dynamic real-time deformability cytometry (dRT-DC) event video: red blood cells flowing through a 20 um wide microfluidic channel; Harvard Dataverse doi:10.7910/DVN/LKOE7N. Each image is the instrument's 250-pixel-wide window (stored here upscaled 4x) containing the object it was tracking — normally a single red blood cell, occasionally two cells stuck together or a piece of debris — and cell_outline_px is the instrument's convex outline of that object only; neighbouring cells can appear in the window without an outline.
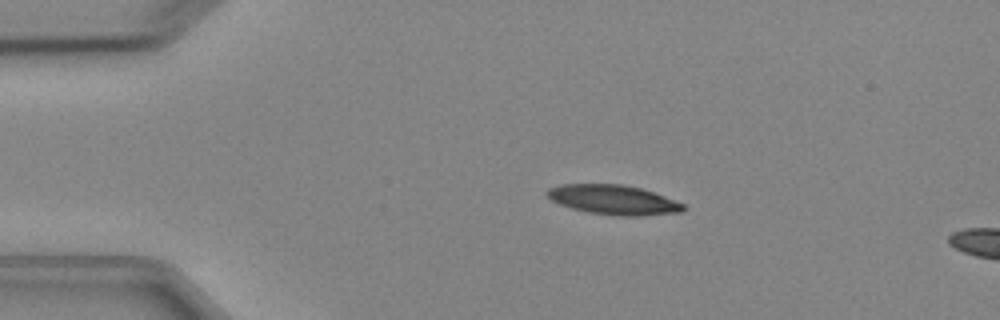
{"species": "Egyptian fruit bat (a non-hibernating species)", "species_latin": "Rousettus aegyptiacus", "temperature_condition": "cold", "stored_images_in_passage": 3, "camera_frame_rate_fps": 3000, "um_per_image_px": 0.085, "animal": {"sex": "female"}, "frame": {"image": 1, "passage_image": 2, "time_ms": 1.333, "image_size_px": [1000, 320], "cell_outline_px": [[684, 208], [680, 212], [644, 216], [620, 216], [588, 212], [572, 208], [560, 204], [552, 200], [544, 192], [548, 188], [560, 184], [624, 184], [640, 188], [664, 196], [684, 204]], "centroid_in_image_um": [52.11, 16.98], "position_along_channel_um": 32.9, "area_um2": 23.41}}